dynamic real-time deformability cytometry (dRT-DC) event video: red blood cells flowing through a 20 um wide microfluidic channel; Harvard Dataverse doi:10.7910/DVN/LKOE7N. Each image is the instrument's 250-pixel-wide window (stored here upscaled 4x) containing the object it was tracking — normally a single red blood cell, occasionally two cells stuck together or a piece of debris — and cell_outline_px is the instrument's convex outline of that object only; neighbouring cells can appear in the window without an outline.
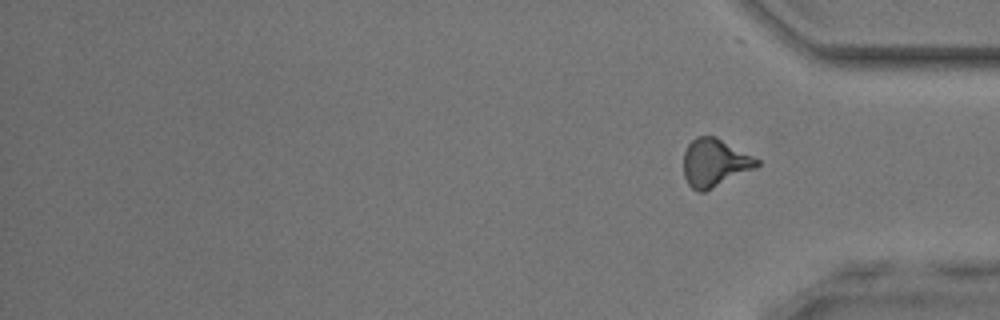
{"species": "common noctule bat (a hibernating species)", "species_latin": "Nyctalus noctula", "temperature_condition": "room temperature", "stored_images_in_passage": 32, "segment_of_instrument_passage": [2, 2], "camera_frame_rate_fps": 3000, "um_per_image_px": 0.085, "animal": {"sex": "male", "body_mass_g": 17.9, "forearm_length_mm": 54.2}, "frame": {"image": 1, "passage_image": 32, "time_ms": 10.333, "image_size_px": [1000, 320], "cell_outline_px": [[760, 164], [756, 168], [704, 192], [700, 192], [692, 188], [688, 184], [684, 176], [684, 152], [688, 144], [696, 136], [716, 136], [760, 160]], "centroid_in_image_um": [60.75, 13.83], "position_along_channel_um": 374.5, "area_um2": 20.46}}